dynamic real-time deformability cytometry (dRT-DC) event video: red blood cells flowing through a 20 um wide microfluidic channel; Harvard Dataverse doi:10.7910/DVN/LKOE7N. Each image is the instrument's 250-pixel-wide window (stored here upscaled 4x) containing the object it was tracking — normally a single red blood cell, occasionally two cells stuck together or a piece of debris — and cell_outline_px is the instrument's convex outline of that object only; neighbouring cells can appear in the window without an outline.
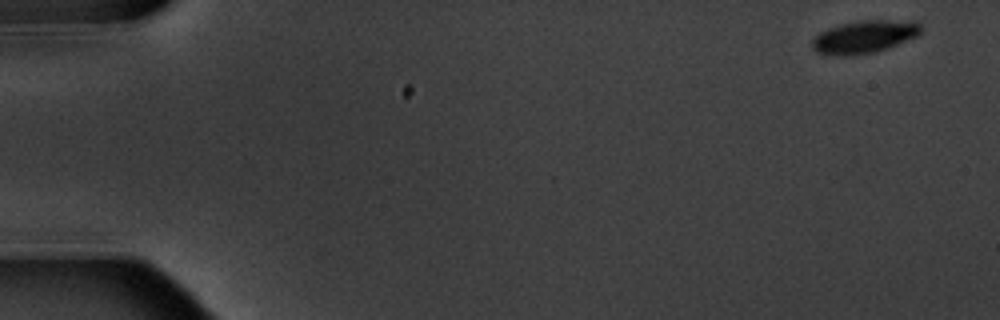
{"species": "common noctule bat (a hibernating species)", "species_latin": "Nyctalus noctula", "temperature_condition": "warm", "stored_images_in_passage": 5, "camera_frame_rate_fps": 3000, "um_per_image_px": 0.085, "animal": {"sex": "male", "body_mass_g": 20.1, "forearm_length_mm": 53.5}, "frame": {"image": 1, "passage_image": 1, "time_ms": 0.0, "image_size_px": [1000, 320], "cell_outline_px": [[920, 32], [916, 36], [888, 48], [872, 52], [852, 56], [844, 56], [816, 52], [812, 48], [812, 40], [820, 32], [828, 28], [840, 24], [856, 20], [916, 20], [920, 24]], "centroid_in_image_um": [73.46, 3.11], "position_along_channel_um": 11.5, "area_um2": 20.75}}
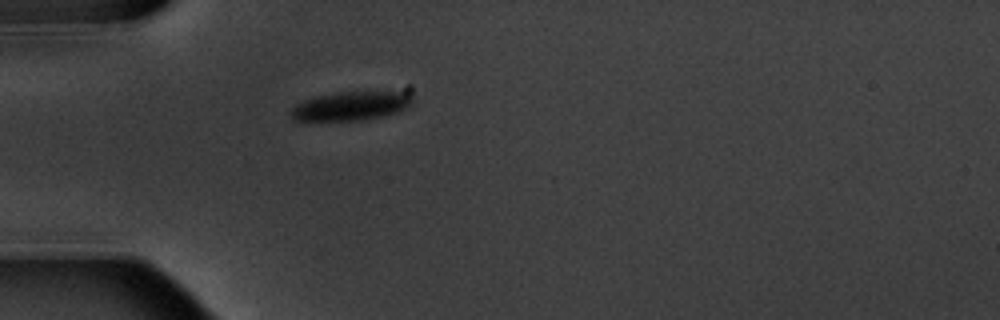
{"frame": {"image": 2, "passage_image": 5, "time_ms": 5.0, "image_size_px": [1000, 320], "cell_outline_px": [[416, 100], [408, 108], [384, 116], [364, 120], [296, 120], [288, 116], [288, 112], [296, 104], [304, 100], [316, 96], [340, 92], [412, 92], [416, 96]], "centroid_in_image_um": [29.9, 9.0], "position_along_channel_um": 55.1, "area_um2": 20.75}}